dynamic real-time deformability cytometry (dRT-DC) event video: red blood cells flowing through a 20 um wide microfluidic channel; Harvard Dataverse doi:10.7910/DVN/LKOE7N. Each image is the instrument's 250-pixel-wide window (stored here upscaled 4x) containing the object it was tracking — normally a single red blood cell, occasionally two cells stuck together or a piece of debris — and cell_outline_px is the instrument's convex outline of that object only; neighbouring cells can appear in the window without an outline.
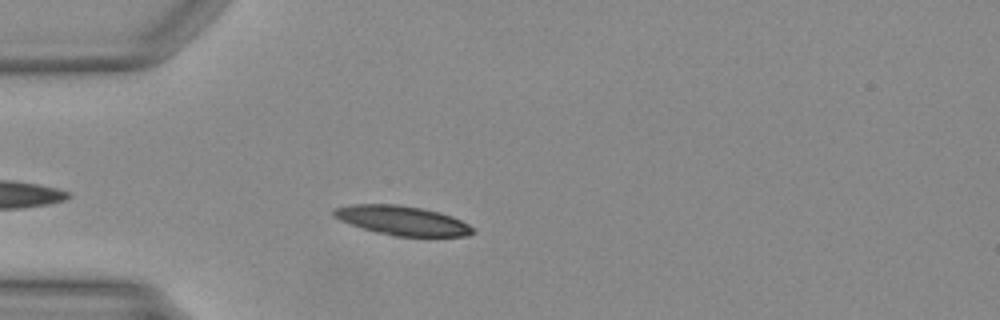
{"species": "Egyptian fruit bat (a non-hibernating species)", "species_latin": "Rousettus aegyptiacus", "temperature_condition": "warm", "stored_images_in_passage": 32, "camera_frame_rate_fps": 3000, "um_per_image_px": 0.085, "animal": {"sex": "female"}, "frame": {"image": 1, "passage_image": 5, "time_ms": 1.333, "image_size_px": [1000, 320], "cell_outline_px": [[476, 232], [468, 236], [392, 236], [376, 232], [340, 220], [332, 216], [332, 208], [348, 204], [396, 204], [424, 208], [440, 212], [452, 216], [468, 224]], "centroid_in_image_um": [34.17, 18.73], "position_along_channel_um": 50.8, "area_um2": 23.87}}
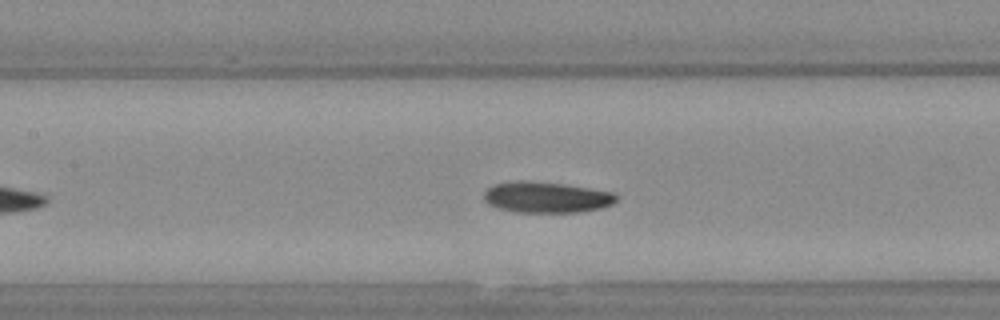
{"frame": {"image": 2, "passage_image": 14, "time_ms": 4.333, "image_size_px": [1000, 320], "cell_outline_px": [[616, 200], [612, 204], [600, 208], [580, 212], [516, 212], [496, 208], [488, 204], [484, 200], [484, 192], [492, 184], [516, 180], [564, 184], [612, 192], [616, 196]], "centroid_in_image_um": [46.38, 16.77], "position_along_channel_um": 161.0, "area_um2": 23.81}}
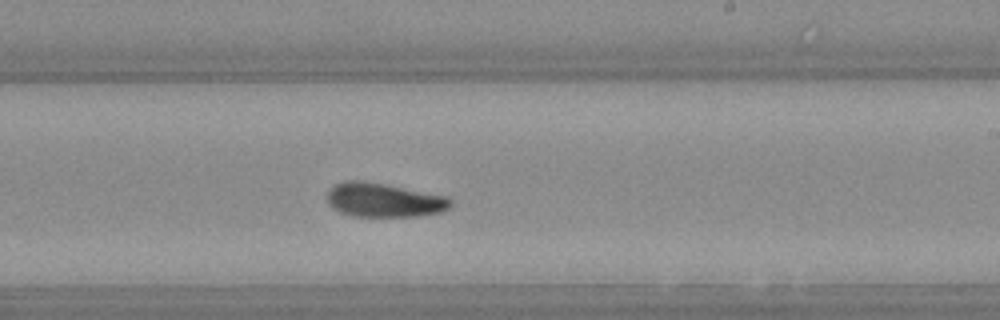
{"frame": {"image": 3, "passage_image": 21, "time_ms": 6.667, "image_size_px": [1000, 320], "cell_outline_px": [[452, 204], [448, 208], [440, 212], [420, 216], [352, 216], [340, 212], [332, 208], [328, 204], [328, 192], [336, 184], [352, 180], [380, 184], [448, 196], [452, 200]], "centroid_in_image_um": [32.65, 17.03], "position_along_channel_um": 256.3, "area_um2": 23.99}}